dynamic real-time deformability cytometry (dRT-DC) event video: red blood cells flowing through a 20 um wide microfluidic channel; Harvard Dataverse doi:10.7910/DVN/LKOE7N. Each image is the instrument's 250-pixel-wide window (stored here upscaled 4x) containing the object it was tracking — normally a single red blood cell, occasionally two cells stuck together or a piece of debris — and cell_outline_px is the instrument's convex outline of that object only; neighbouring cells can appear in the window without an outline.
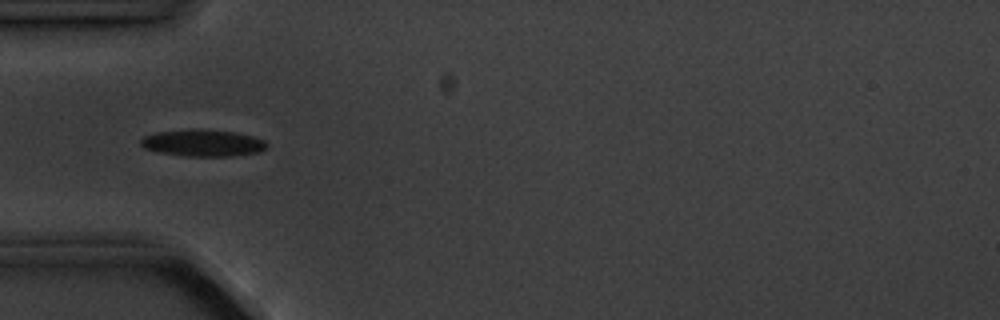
{"species": "common noctule bat (a hibernating species)", "species_latin": "Nyctalus noctula", "temperature_condition": "cold", "stored_images_in_passage": 10, "camera_frame_rate_fps": 3000, "um_per_image_px": 0.085, "animal": {"sex": "male", "body_mass_g": 20.1, "forearm_length_mm": 53.5}, "frame": {"image": 1, "passage_image": 6, "time_ms": 5.667, "image_size_px": [1000, 320], "cell_outline_px": [[268, 148], [260, 152], [232, 156], [188, 156], [160, 152], [144, 148], [140, 144], [140, 140], [144, 136], [156, 132], [236, 132], [252, 136], [264, 140], [268, 144]], "centroid_in_image_um": [17.31, 12.21], "position_along_channel_um": 67.7, "area_um2": 18.67}}